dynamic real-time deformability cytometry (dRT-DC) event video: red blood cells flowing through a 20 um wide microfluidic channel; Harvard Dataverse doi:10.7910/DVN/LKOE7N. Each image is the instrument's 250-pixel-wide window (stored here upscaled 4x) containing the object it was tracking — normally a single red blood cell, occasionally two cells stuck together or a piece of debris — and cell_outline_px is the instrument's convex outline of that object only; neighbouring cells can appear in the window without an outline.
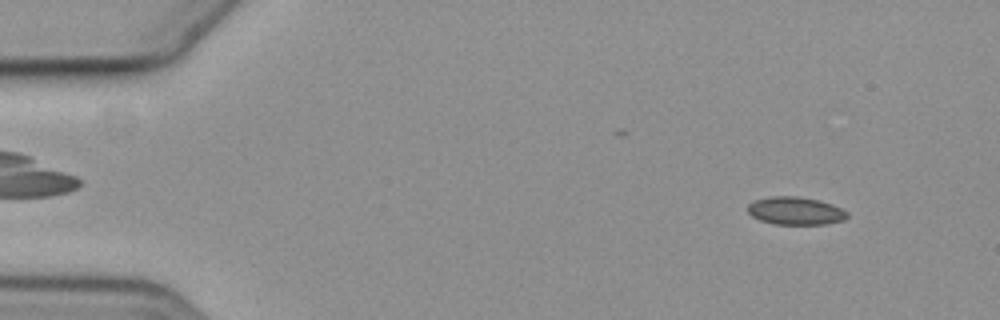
{"species": "common noctule bat (a hibernating species)", "species_latin": "Nyctalus noctula", "temperature_condition": "cold", "stored_images_in_passage": 36, "camera_frame_rate_fps": 3000, "um_per_image_px": 0.085, "animal": {"sex": "female", "body_mass_g": 19.3, "forearm_length_mm": 54.1}, "frame": {"image": 1, "passage_image": 6, "time_ms": 1.667, "image_size_px": [1000, 320], "cell_outline_px": [[848, 216], [844, 220], [824, 224], [772, 224], [760, 220], [752, 216], [748, 212], [748, 204], [756, 200], [772, 196], [796, 196], [816, 200], [832, 204], [848, 212]], "centroid_in_image_um": [67.61, 17.93], "position_along_channel_um": 17.4, "area_um2": 16.01}}
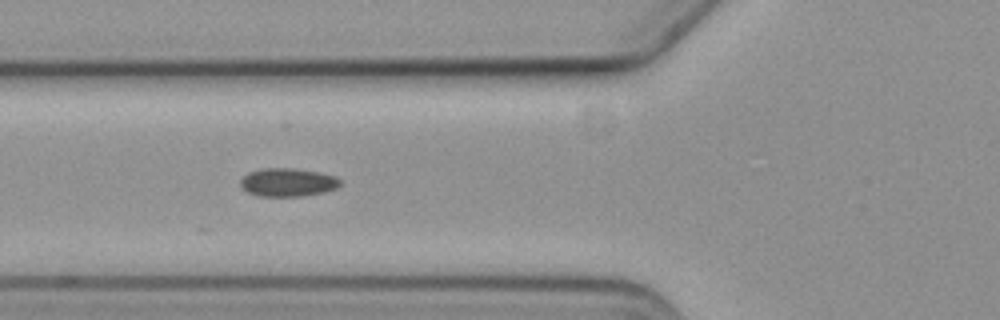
{"frame": {"image": 2, "passage_image": 22, "time_ms": 7.0, "image_size_px": [1000, 320], "cell_outline_px": [[340, 184], [336, 188], [324, 192], [300, 196], [260, 196], [248, 192], [240, 188], [240, 180], [248, 172], [260, 168], [296, 168], [320, 172], [336, 176], [340, 180]], "centroid_in_image_um": [24.44, 15.48], "position_along_channel_um": 101.4, "area_um2": 16.59}}
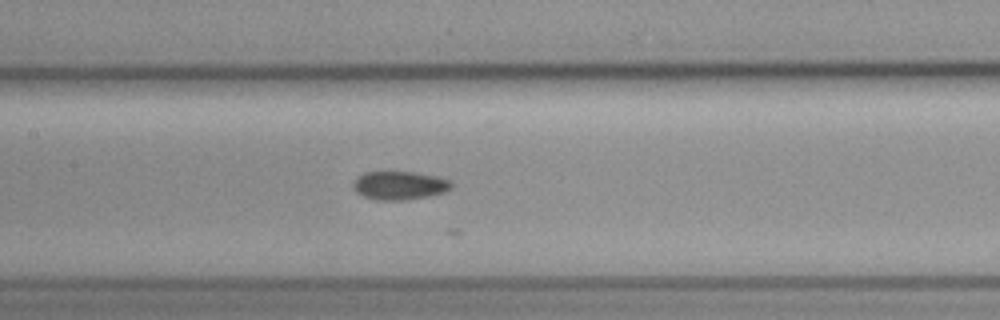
{"frame": {"image": 3, "passage_image": 28, "time_ms": 9.0, "image_size_px": [1000, 320], "cell_outline_px": [[452, 188], [444, 192], [428, 196], [404, 200], [376, 200], [364, 196], [356, 192], [352, 188], [352, 184], [364, 172], [412, 172], [436, 176], [452, 180]], "centroid_in_image_um": [33.97, 15.77], "position_along_channel_um": 173.4, "area_um2": 16.24}}